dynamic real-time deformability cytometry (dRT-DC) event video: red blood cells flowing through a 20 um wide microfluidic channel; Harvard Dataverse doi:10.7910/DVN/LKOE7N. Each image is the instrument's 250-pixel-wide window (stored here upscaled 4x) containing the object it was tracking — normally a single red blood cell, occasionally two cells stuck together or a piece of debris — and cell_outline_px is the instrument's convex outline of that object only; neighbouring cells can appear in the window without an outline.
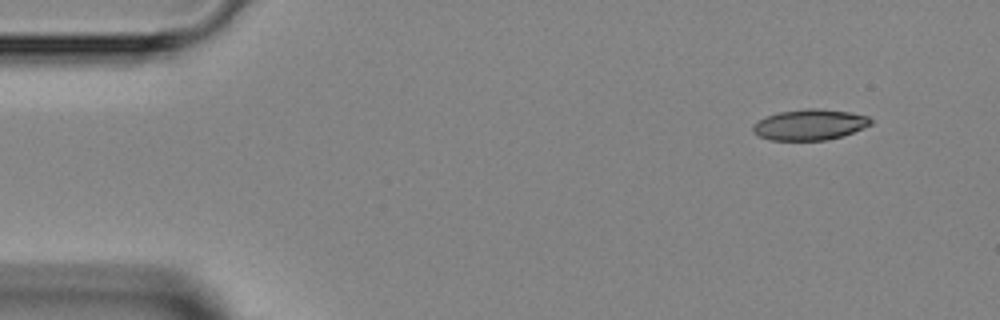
{"species": "Egyptian fruit bat (a non-hibernating species)", "species_latin": "Rousettus aegyptiacus", "temperature_condition": "room temperature", "stored_images_in_passage": 44, "camera_frame_rate_fps": 3000, "um_per_image_px": 0.085, "animal": {"sex": "female"}, "frame": {"image": 1, "passage_image": 1, "time_ms": 0.0, "image_size_px": [1000, 320], "cell_outline_px": [[872, 124], [844, 136], [828, 140], [768, 140], [752, 132], [752, 124], [768, 116], [780, 112], [804, 108], [816, 108], [848, 112], [868, 116], [872, 120]], "centroid_in_image_um": [68.83, 10.6], "position_along_channel_um": 16.2, "area_um2": 21.15}}
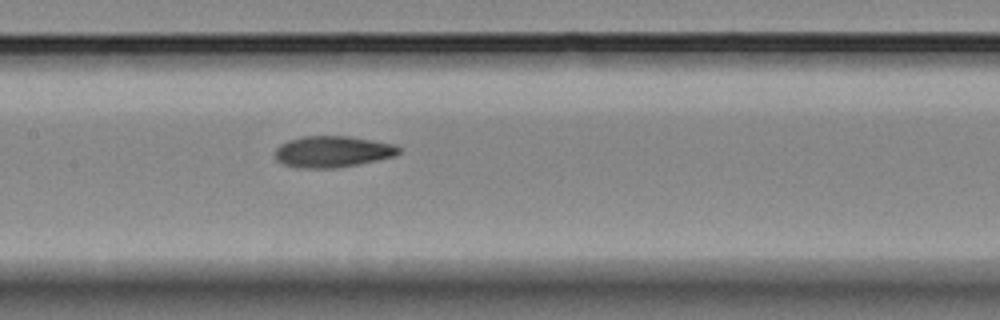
{"frame": {"image": 2, "passage_image": 19, "time_ms": 6.0, "image_size_px": [1000, 320], "cell_outline_px": [[400, 152], [396, 156], [336, 168], [296, 168], [284, 164], [276, 160], [276, 148], [280, 144], [288, 140], [304, 136], [348, 136], [396, 144], [400, 148]], "centroid_in_image_um": [28.27, 12.89], "position_along_channel_um": 179.1, "area_um2": 22.6}}
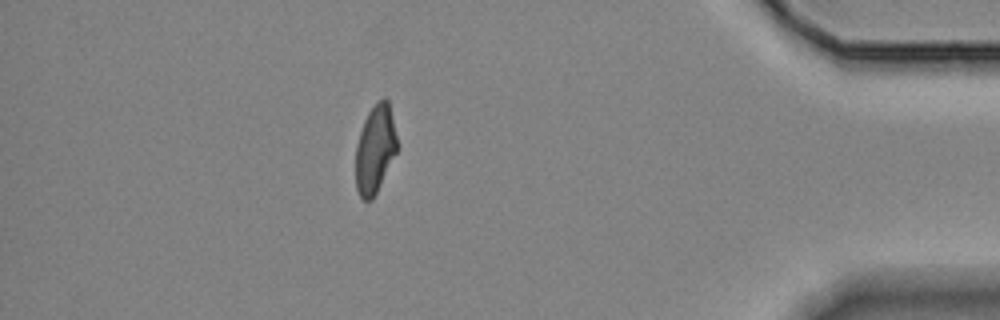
{"frame": {"image": 3, "passage_image": 38, "time_ms": 12.333, "image_size_px": [1000, 320], "cell_outline_px": [[400, 144], [372, 200], [364, 200], [360, 196], [356, 188], [356, 144], [364, 120], [368, 112], [384, 96], [388, 100]], "centroid_in_image_um": [31.9, 12.65], "position_along_channel_um": 403.3, "area_um2": 21.21}}